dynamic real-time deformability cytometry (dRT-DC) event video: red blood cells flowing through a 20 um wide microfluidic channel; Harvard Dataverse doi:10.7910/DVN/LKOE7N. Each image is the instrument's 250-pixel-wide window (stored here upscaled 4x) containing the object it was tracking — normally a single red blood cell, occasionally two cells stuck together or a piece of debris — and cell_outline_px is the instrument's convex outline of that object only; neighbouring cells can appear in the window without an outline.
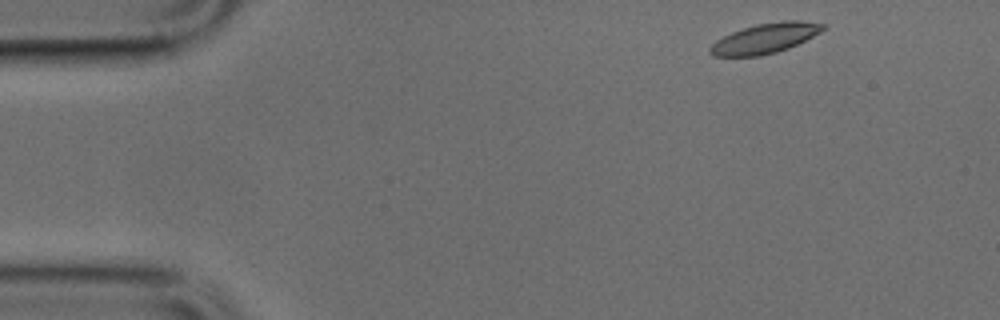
{"species": "common noctule bat (a hibernating species)", "species_latin": "Nyctalus noctula", "temperature_condition": "cold", "stored_images_in_passage": 33, "camera_frame_rate_fps": 3000, "um_per_image_px": 0.085, "animal": {"sex": "male", "body_mass_g": 17.9, "forearm_length_mm": 54.2}, "frame": {"image": 1, "passage_image": 2, "time_ms": 0.333, "image_size_px": [1000, 320], "cell_outline_px": [[828, 28], [788, 48], [776, 52], [760, 56], [712, 56], [708, 52], [708, 48], [716, 40], [732, 32], [756, 24], [784, 20], [800, 20], [828, 24]], "centroid_in_image_um": [65.04, 3.25], "position_along_channel_um": 20.0, "area_um2": 19.77}}
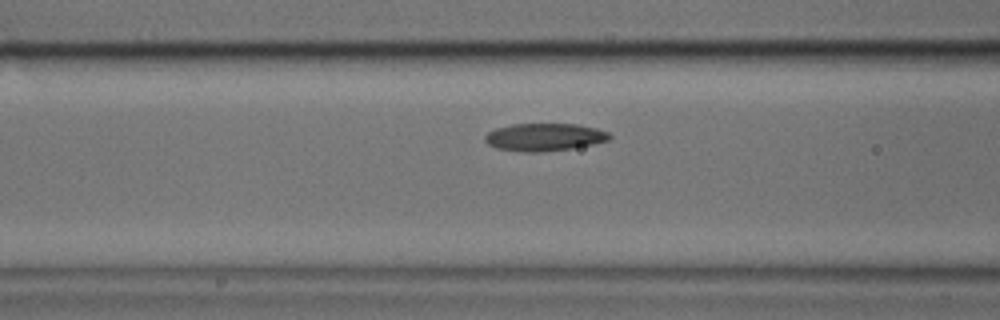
{"frame": {"image": 2, "passage_image": 16, "time_ms": 5.0, "image_size_px": [1000, 320], "cell_outline_px": [[612, 136], [608, 140], [592, 144], [572, 148], [540, 152], [524, 152], [496, 148], [488, 144], [484, 140], [484, 136], [488, 132], [496, 128], [512, 124], [576, 124], [596, 128], [608, 132]], "centroid_in_image_um": [46.25, 11.65], "position_along_channel_um": 120.4, "area_um2": 20.0}}
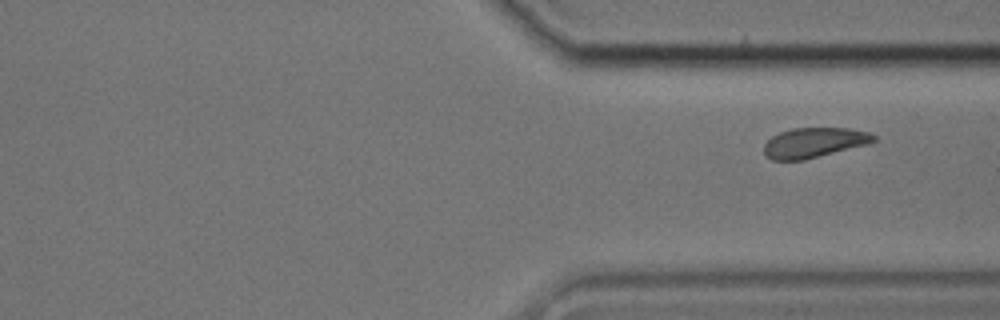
{"frame": {"image": 3, "passage_image": 33, "time_ms": 10.667, "image_size_px": [1000, 320], "cell_outline_px": [[876, 140], [868, 144], [804, 160], [772, 160], [764, 156], [764, 144], [772, 136], [780, 132], [792, 128], [848, 128], [868, 132], [876, 136]], "centroid_in_image_um": [69.17, 12.13], "position_along_channel_um": 342.2, "area_um2": 19.19}}